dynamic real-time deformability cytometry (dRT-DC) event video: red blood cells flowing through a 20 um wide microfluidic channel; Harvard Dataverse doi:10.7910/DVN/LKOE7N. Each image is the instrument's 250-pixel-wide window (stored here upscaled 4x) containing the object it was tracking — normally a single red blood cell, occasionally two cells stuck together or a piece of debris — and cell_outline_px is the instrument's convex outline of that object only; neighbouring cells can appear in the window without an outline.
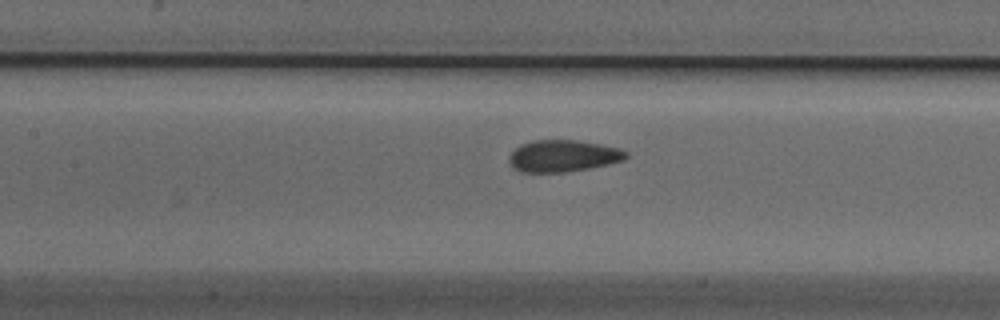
{"species": "Egyptian fruit bat (a non-hibernating species)", "species_latin": "Rousettus aegyptiacus", "temperature_condition": "cold", "stored_images_in_passage": 35, "camera_frame_rate_fps": 3000, "um_per_image_px": 0.085, "animal": {"sex": "male"}, "frame": {"image": 1, "passage_image": 16, "time_ms": 5.0, "image_size_px": [1000, 320], "cell_outline_px": [[628, 156], [624, 160], [608, 164], [588, 168], [564, 172], [520, 172], [512, 168], [508, 160], [508, 156], [520, 144], [532, 140], [576, 140], [600, 144], [620, 148], [628, 152]], "centroid_in_image_um": [47.84, 13.25], "position_along_channel_um": 159.6, "area_um2": 21.79}}
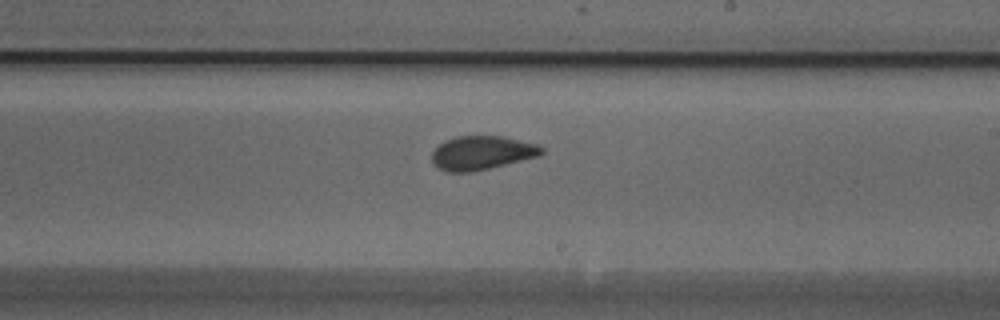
{"frame": {"image": 2, "passage_image": 23, "time_ms": 7.333, "image_size_px": [1000, 320], "cell_outline_px": [[544, 152], [540, 156], [488, 168], [468, 172], [448, 172], [436, 168], [432, 164], [432, 152], [444, 140], [456, 136], [504, 136], [536, 144], [544, 148]], "centroid_in_image_um": [40.93, 12.99], "position_along_channel_um": 248.1, "area_um2": 21.68}}
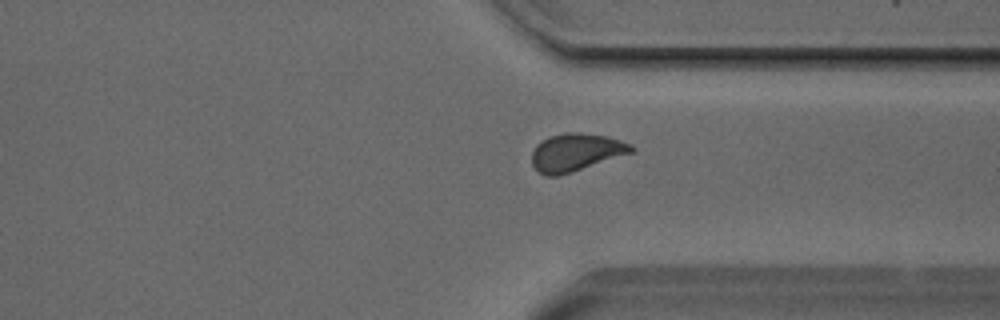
{"frame": {"image": 3, "passage_image": 32, "time_ms": 10.333, "image_size_px": [1000, 320], "cell_outline_px": [[636, 152], [560, 176], [544, 176], [532, 164], [532, 152], [536, 144], [548, 136], [564, 132], [580, 132], [608, 136], [632, 144], [636, 148]], "centroid_in_image_um": [49.0, 12.94], "position_along_channel_um": 362.4, "area_um2": 22.37}}